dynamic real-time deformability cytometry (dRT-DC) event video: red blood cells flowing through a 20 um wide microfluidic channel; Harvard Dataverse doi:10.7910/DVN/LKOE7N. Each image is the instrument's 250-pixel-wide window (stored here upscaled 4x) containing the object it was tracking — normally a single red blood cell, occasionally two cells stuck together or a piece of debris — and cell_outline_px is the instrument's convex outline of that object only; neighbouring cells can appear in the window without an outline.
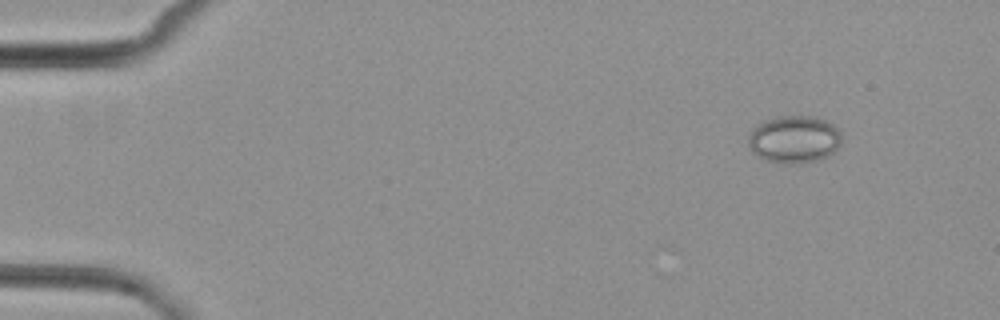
{"species": "common noctule bat (a hibernating species)", "species_latin": "Nyctalus noctula", "temperature_condition": "cold", "stored_images_in_passage": 4, "camera_frame_rate_fps": 3000, "um_per_image_px": 0.085, "animal": {"sex": "female", "body_mass_g": 29.2, "forearm_length_mm": 56.3}, "frame": {"image": 1, "passage_image": 2, "time_ms": 1.333, "image_size_px": [1000, 320], "cell_outline_px": [[840, 144], [828, 156], [804, 164], [780, 164], [768, 160], [752, 152], [748, 148], [748, 136], [756, 124], [764, 120], [780, 116], [816, 116], [832, 124], [840, 132]], "centroid_in_image_um": [67.47, 11.85], "position_along_channel_um": 17.5, "area_um2": 25.95}}